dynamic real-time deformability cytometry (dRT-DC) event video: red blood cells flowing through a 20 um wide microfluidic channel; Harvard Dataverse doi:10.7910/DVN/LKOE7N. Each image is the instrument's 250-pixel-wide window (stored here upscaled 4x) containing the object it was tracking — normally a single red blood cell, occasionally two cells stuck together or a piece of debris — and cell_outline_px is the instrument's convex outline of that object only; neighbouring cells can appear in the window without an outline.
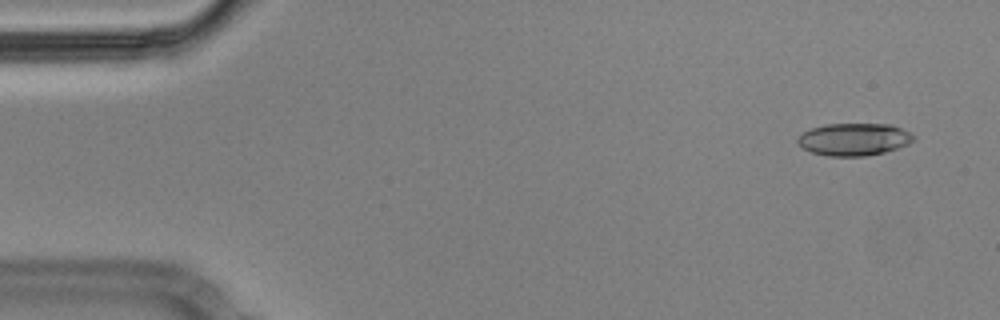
{"species": "Egyptian fruit bat (a non-hibernating species)", "species_latin": "Rousettus aegyptiacus", "temperature_condition": "cold", "stored_images_in_passage": 55, "camera_frame_rate_fps": 3000, "um_per_image_px": 0.085, "animal": {"sex": "male"}, "frame": {"image": 1, "passage_image": 3, "time_ms": 0.667, "image_size_px": [1000, 320], "cell_outline_px": [[916, 140], [908, 144], [884, 152], [864, 156], [828, 156], [812, 152], [804, 148], [796, 140], [804, 132], [812, 128], [828, 124], [892, 124], [916, 136]], "centroid_in_image_um": [72.63, 11.84], "position_along_channel_um": 12.4, "area_um2": 21.68}}
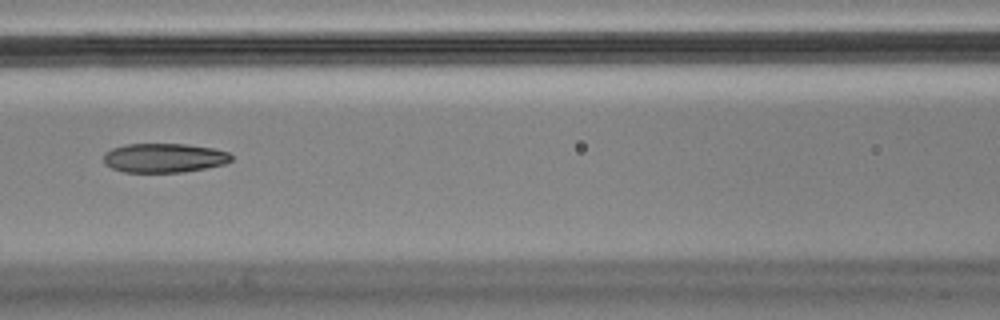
{"frame": {"image": 2, "passage_image": 24, "time_ms": 7.667, "image_size_px": [1000, 320], "cell_outline_px": [[232, 160], [224, 164], [184, 172], [124, 172], [112, 168], [104, 164], [104, 152], [112, 148], [124, 144], [184, 144], [212, 148], [228, 152], [232, 156]], "centroid_in_image_um": [13.92, 13.42], "position_along_channel_um": 152.7, "area_um2": 21.73}}
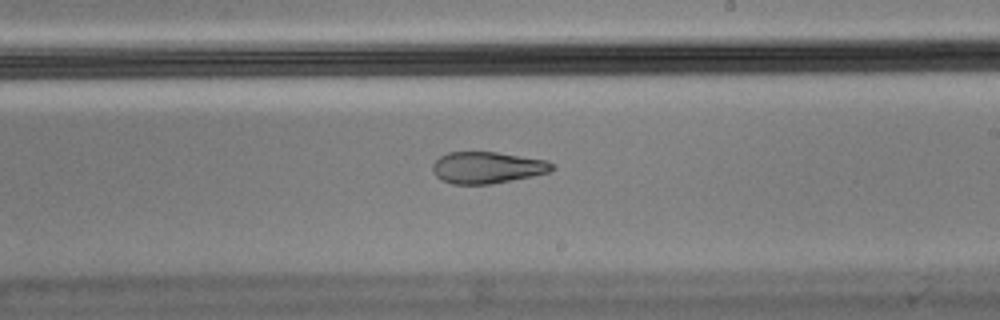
{"frame": {"image": 3, "passage_image": 32, "time_ms": 10.333, "image_size_px": [1000, 320], "cell_outline_px": [[556, 168], [552, 172], [492, 184], [452, 184], [440, 180], [432, 172], [432, 164], [440, 156], [448, 152], [496, 152], [548, 160]], "centroid_in_image_um": [41.42, 14.25], "position_along_channel_um": 247.6, "area_um2": 22.25}, "authors_computed_cell_mechanics": {"area_um2": 22.7732, "velocity_mm_per_s": 3.5673, "shape_relaxation_time_tau1_ms": null, "shape_relaxation_time_tau2_ms": 4.0218, "deformation_change_tau1": null, "deformation_change_tau2": 0.1214}}